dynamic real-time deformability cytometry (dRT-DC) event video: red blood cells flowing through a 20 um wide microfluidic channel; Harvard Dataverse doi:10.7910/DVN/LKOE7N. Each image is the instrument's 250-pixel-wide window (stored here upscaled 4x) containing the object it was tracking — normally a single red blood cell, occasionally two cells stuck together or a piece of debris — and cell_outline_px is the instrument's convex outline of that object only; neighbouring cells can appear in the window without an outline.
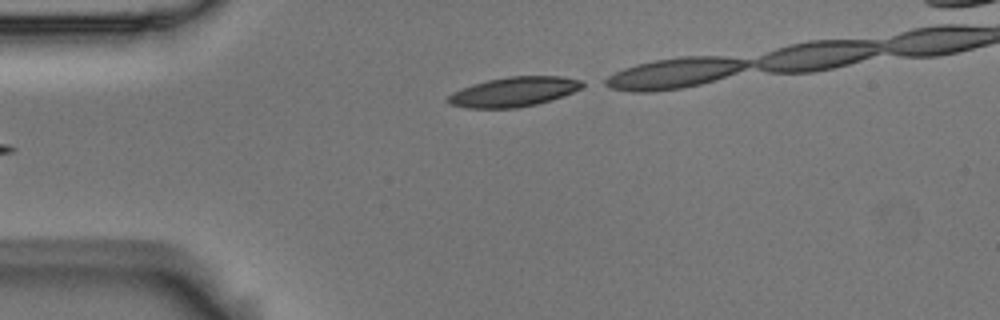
{"species": "Egyptian fruit bat (a non-hibernating species)", "species_latin": "Rousettus aegyptiacus", "temperature_condition": "room temperature", "stored_images_in_passage": 5, "segment_of_instrument_passage": [2, 2], "camera_frame_rate_fps": 3000, "um_per_image_px": 0.085, "animal": {"sex": "male"}, "frame": {"image": 1, "passage_image": 5, "time_ms": 1.333, "image_size_px": [1000, 320], "cell_outline_px": [[588, 84], [584, 88], [552, 100], [536, 104], [516, 108], [468, 108], [452, 104], [444, 100], [452, 92], [460, 88], [472, 84], [488, 80], [508, 76], [560, 76], [580, 80]], "centroid_in_image_um": [43.7, 7.8], "position_along_channel_um": 41.3, "area_um2": 23.41}}